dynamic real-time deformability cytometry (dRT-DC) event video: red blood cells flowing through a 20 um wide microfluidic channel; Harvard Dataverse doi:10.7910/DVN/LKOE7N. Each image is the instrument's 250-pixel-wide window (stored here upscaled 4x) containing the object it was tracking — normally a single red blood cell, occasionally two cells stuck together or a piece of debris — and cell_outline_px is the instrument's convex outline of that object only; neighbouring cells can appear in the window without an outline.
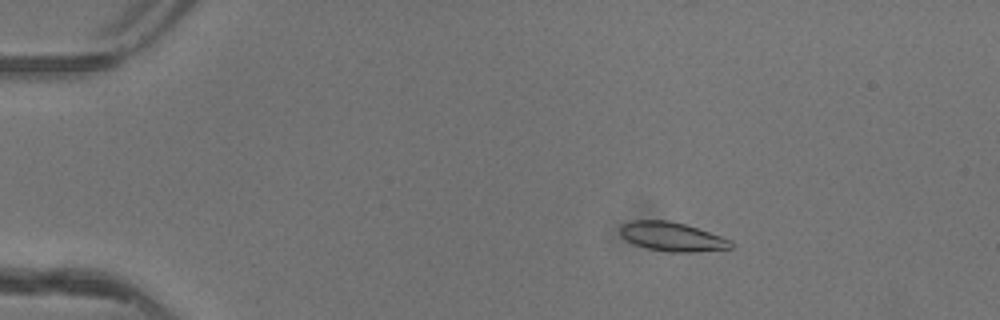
{"species": "common noctule bat (a hibernating species)", "species_latin": "Nyctalus noctula", "temperature_condition": "warm", "stored_images_in_passage": 52, "camera_frame_rate_fps": 3000, "um_per_image_px": 0.085, "animal": {"sex": "female"}, "frame": {"image": 1, "passage_image": 10, "time_ms": 3.0, "image_size_px": [1000, 320], "cell_outline_px": [[732, 248], [696, 252], [672, 252], [648, 248], [632, 244], [620, 236], [620, 224], [632, 220], [668, 220], [688, 224], [732, 240]], "centroid_in_image_um": [57.11, 20.1], "position_along_channel_um": 27.9, "area_um2": 19.02}}
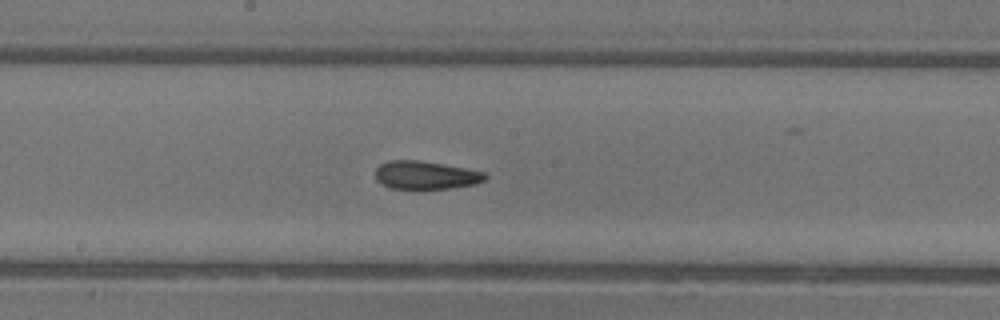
{"frame": {"image": 2, "passage_image": 29, "time_ms": 9.333, "image_size_px": [1000, 320], "cell_outline_px": [[488, 176], [484, 180], [476, 184], [420, 192], [388, 188], [376, 180], [376, 168], [380, 164], [388, 160], [420, 160], [464, 168], [484, 172]], "centroid_in_image_um": [36.13, 14.93], "position_along_channel_um": 212.1, "area_um2": 18.73}}
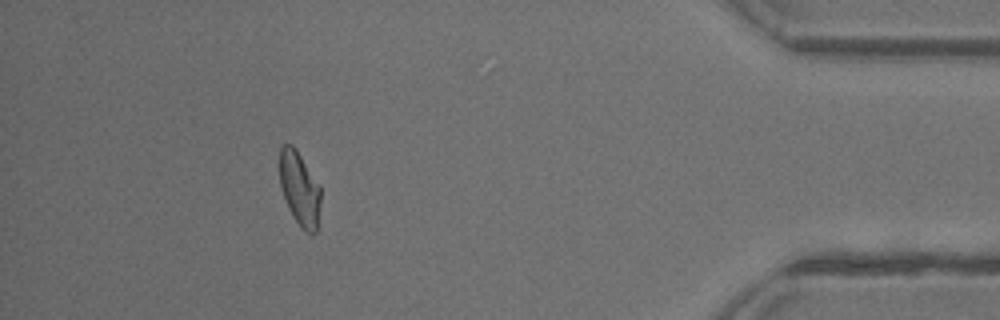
{"frame": {"image": 3, "passage_image": 47, "time_ms": 15.333, "image_size_px": [1000, 320], "cell_outline_px": [[320, 204], [316, 232], [312, 236], [300, 228], [288, 208], [280, 184], [276, 164], [280, 148], [284, 144], [292, 144], [296, 148], [320, 188]], "centroid_in_image_um": [25.41, 16.01], "position_along_channel_um": 409.8, "area_um2": 18.03}, "authors_computed_cell_mechanics": {"area_um2": 18.496, "velocity_mm_per_s": 4.1489, "shape_relaxation_time_tau1_ms": 4.3623, "shape_relaxation_time_tau2_ms": 1.7807, "deformation_change_tau1": 0.1499, "deformation_change_tau2": 0.0765}}